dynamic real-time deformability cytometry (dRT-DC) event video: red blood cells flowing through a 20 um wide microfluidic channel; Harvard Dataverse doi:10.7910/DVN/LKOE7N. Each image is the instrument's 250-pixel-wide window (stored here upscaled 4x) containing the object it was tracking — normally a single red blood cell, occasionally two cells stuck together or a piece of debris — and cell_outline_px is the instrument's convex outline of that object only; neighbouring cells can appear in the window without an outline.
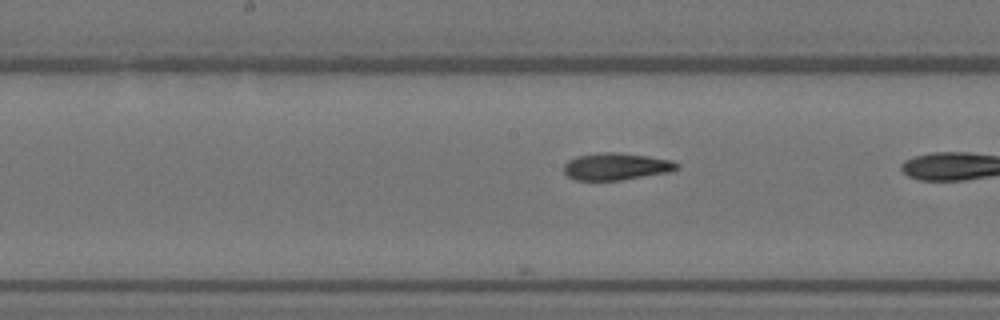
{"species": "Egyptian fruit bat (a non-hibernating species)", "species_latin": "Rousettus aegyptiacus", "temperature_condition": "warm", "stored_images_in_passage": 16, "segment_of_instrument_passage": [2, 2], "camera_frame_rate_fps": 3000, "um_per_image_px": 0.085, "animal": {"sex": "female"}, "frame": {"image": 1, "passage_image": 16, "time_ms": 5.0, "image_size_px": [1000, 320], "cell_outline_px": [[680, 168], [672, 172], [620, 180], [576, 180], [568, 176], [564, 172], [564, 164], [568, 160], [576, 156], [604, 152], [612, 152], [648, 156], [672, 160], [680, 164]], "centroid_in_image_um": [52.42, 14.15], "position_along_channel_um": 195.8, "area_um2": 17.92}}